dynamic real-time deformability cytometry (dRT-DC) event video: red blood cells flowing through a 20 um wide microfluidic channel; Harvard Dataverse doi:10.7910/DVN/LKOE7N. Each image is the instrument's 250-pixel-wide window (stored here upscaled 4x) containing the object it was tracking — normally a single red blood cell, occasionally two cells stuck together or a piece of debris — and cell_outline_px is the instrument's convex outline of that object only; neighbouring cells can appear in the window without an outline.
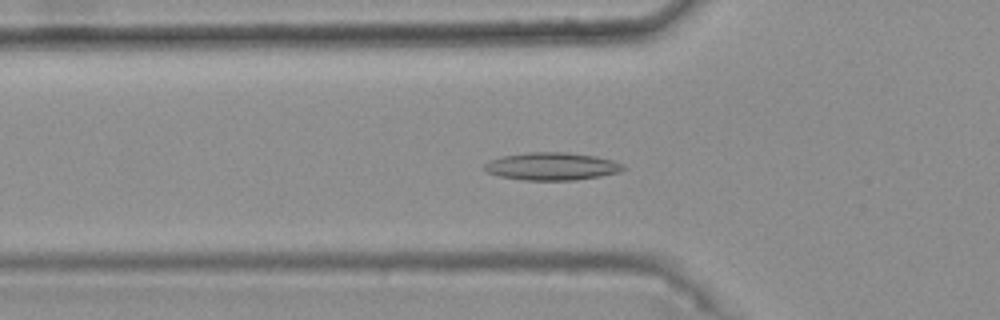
{"species": "common noctule bat (a hibernating species)", "species_latin": "Nyctalus noctula", "temperature_condition": "warm", "stored_images_in_passage": 45, "camera_frame_rate_fps": 3000, "um_per_image_px": 0.085, "animal": {"sex": "female", "body_mass_g": 25.1}, "frame": {"image": 1, "passage_image": 17, "time_ms": 5.333, "image_size_px": [1000, 320], "cell_outline_px": [[628, 168], [620, 172], [600, 176], [576, 180], [524, 180], [500, 176], [488, 172], [484, 168], [484, 164], [488, 160], [500, 156], [528, 152], [568, 152], [596, 156], [612, 160], [624, 164]], "centroid_in_image_um": [46.93, 14.13], "position_along_channel_um": 78.9, "area_um2": 22.6}}
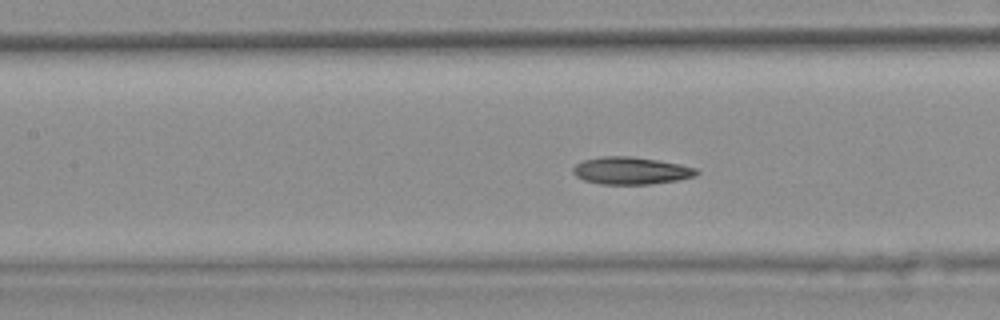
{"frame": {"image": 2, "passage_image": 23, "time_ms": 7.333, "image_size_px": [1000, 320], "cell_outline_px": [[700, 172], [696, 176], [676, 180], [652, 184], [600, 184], [584, 180], [576, 176], [572, 172], [572, 168], [576, 164], [584, 160], [600, 156], [628, 156], [656, 160], [680, 164], [696, 168]], "centroid_in_image_um": [53.62, 14.51], "position_along_channel_um": 153.8, "area_um2": 19.65}}
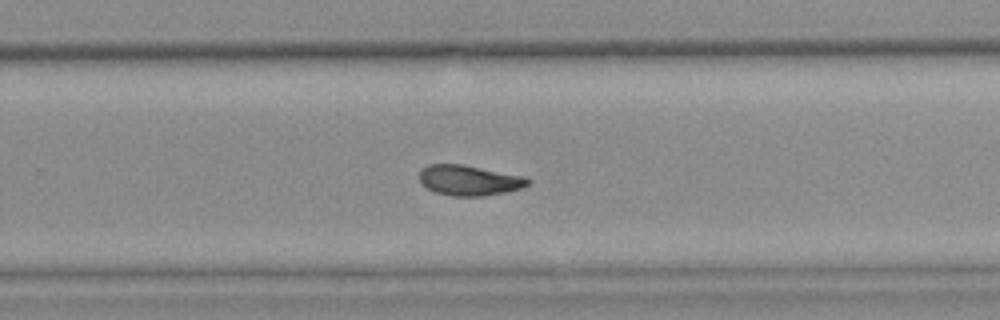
{"frame": {"image": 3, "passage_image": 34, "time_ms": 11.0, "image_size_px": [1000, 320], "cell_outline_px": [[532, 180], [528, 184], [520, 188], [508, 192], [484, 196], [452, 196], [436, 192], [428, 188], [420, 180], [420, 168], [428, 164], [460, 164], [528, 176]], "centroid_in_image_um": [39.93, 15.32], "position_along_channel_um": 289.9, "area_um2": 19.31}, "authors_computed_cell_mechanics": {"area_um2": 19.8254, "velocity_mm_per_s": 3.7235, "shape_relaxation_time_tau1_ms": 9.4972, "shape_relaxation_time_tau2_ms": 2.1379, "deformation_change_tau1": 0.2157, "deformation_change_tau2": 0.0847}}